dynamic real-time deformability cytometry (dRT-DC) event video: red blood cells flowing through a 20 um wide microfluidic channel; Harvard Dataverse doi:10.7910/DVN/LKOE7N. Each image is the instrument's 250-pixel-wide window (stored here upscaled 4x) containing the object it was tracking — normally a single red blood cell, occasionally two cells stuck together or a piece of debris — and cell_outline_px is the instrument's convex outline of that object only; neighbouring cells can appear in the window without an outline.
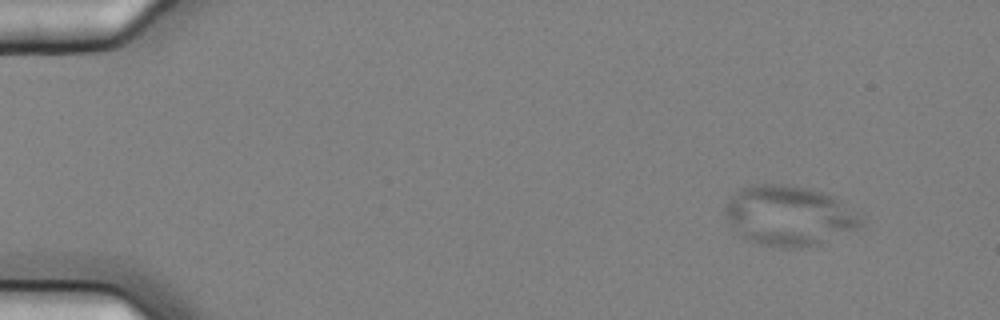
{"species": "common noctule bat (a hibernating species)", "species_latin": "Nyctalus noctula", "temperature_condition": "cold", "stored_images_in_passage": 6, "camera_frame_rate_fps": 3000, "um_per_image_px": 0.085, "animal": {"sex": "female", "body_mass_g": 25.1}, "frame": {"image": 1, "passage_image": 2, "time_ms": 0.333, "image_size_px": [1000, 320], "cell_outline_px": [[864, 224], [860, 228], [820, 244], [796, 248], [780, 248], [760, 244], [744, 236], [728, 220], [724, 212], [724, 208], [728, 200], [740, 188], [764, 184], [788, 184], [812, 188], [832, 196], [856, 212], [860, 216]], "centroid_in_image_um": [67.11, 18.33], "position_along_channel_um": 17.9, "area_um2": 47.16}}